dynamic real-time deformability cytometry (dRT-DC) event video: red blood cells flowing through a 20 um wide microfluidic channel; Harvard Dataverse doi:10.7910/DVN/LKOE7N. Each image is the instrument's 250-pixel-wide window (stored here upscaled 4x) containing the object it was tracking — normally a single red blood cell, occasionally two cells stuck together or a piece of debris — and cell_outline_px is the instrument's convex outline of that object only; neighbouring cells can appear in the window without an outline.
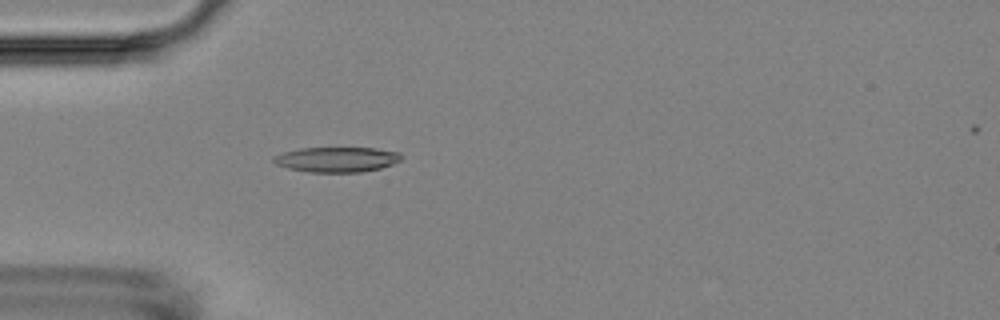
{"species": "Egyptian fruit bat (a non-hibernating species)", "species_latin": "Rousettus aegyptiacus", "temperature_condition": "room temperature", "stored_images_in_passage": 54, "camera_frame_rate_fps": 3000, "um_per_image_px": 0.085, "animal": {"sex": "female"}, "frame": {"image": 1, "passage_image": 16, "time_ms": 5.0, "image_size_px": [1000, 320], "cell_outline_px": [[404, 156], [400, 160], [392, 164], [380, 168], [360, 172], [308, 172], [288, 168], [276, 164], [272, 160], [272, 156], [284, 152], [300, 148], [376, 148], [400, 152]], "centroid_in_image_um": [28.63, 13.55], "position_along_channel_um": 56.4, "area_um2": 18.73}}
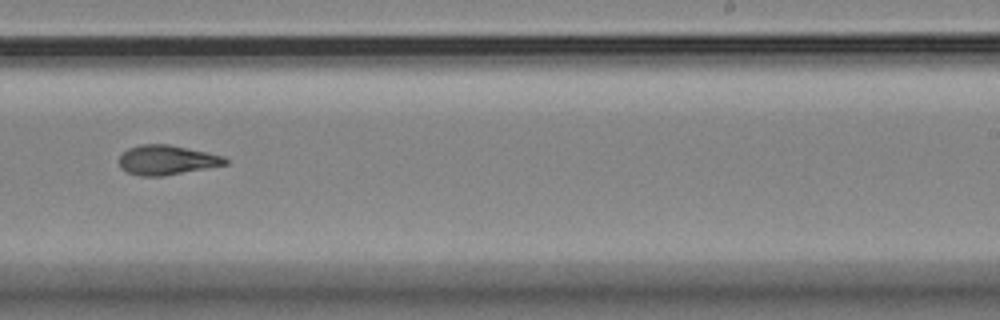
{"frame": {"image": 2, "passage_image": 34, "time_ms": 11.0, "image_size_px": [1000, 320], "cell_outline_px": [[228, 164], [164, 176], [140, 176], [128, 172], [120, 168], [120, 156], [128, 148], [140, 144], [168, 144], [224, 156], [228, 160]], "centroid_in_image_um": [14.17, 13.6], "position_along_channel_um": 274.8, "area_um2": 18.21}}
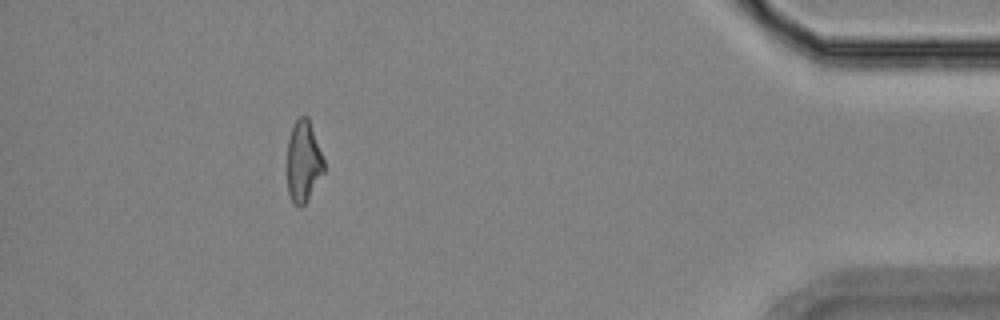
{"frame": {"image": 3, "passage_image": 49, "time_ms": 16.0, "image_size_px": [1000, 320], "cell_outline_px": [[324, 172], [304, 204], [300, 208], [292, 200], [288, 192], [288, 140], [292, 128], [296, 120], [300, 116], [308, 116], [324, 160]], "centroid_in_image_um": [25.8, 13.7], "position_along_channel_um": 409.4, "area_um2": 17.05}, "authors_computed_cell_mechanics": {"area_um2": 18.4382, "velocity_mm_per_s": 3.7167, "shape_relaxation_time_tau1_ms": 6.2463, "shape_relaxation_time_tau2_ms": 3.2169, "deformation_change_tau1": 0.1773, "deformation_change_tau2": 0.1203}}